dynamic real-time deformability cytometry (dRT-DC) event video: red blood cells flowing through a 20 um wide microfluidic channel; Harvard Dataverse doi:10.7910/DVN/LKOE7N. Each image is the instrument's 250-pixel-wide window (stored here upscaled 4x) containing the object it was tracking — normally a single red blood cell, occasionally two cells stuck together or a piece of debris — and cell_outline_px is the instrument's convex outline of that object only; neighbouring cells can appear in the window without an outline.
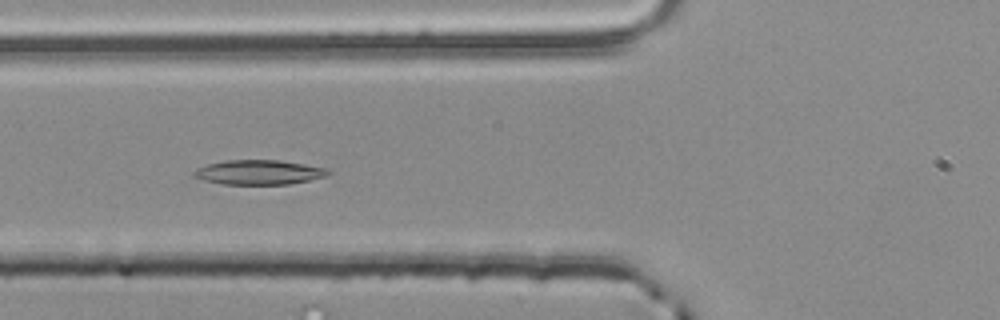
{"species": "common noctule bat (a hibernating species)", "species_latin": "Nyctalus noctula", "temperature_condition": "room temperature", "stored_images_in_passage": 43, "camera_frame_rate_fps": 3000, "um_per_image_px": 0.085, "animal": {"sex": "male", "body_mass_g": 20.4}, "frame": {"image": 1, "passage_image": 12, "time_ms": 3.667, "image_size_px": [1000, 320], "cell_outline_px": [[332, 172], [328, 176], [288, 184], [224, 184], [204, 180], [192, 176], [192, 172], [196, 168], [208, 164], [224, 160], [280, 160], [328, 168]], "centroid_in_image_um": [22.01, 14.64], "position_along_channel_um": 103.8, "area_um2": 19.31}}
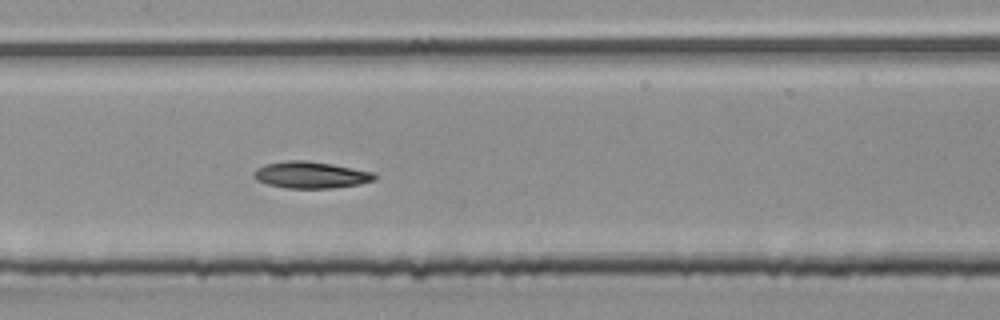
{"frame": {"image": 2, "passage_image": 18, "time_ms": 5.667, "image_size_px": [1000, 320], "cell_outline_px": [[376, 180], [360, 184], [332, 188], [288, 188], [268, 184], [256, 180], [252, 176], [252, 172], [256, 168], [264, 164], [288, 160], [304, 160], [332, 164], [372, 172], [376, 176]], "centroid_in_image_um": [26.38, 14.86], "position_along_channel_um": 181.0, "area_um2": 18.79}}
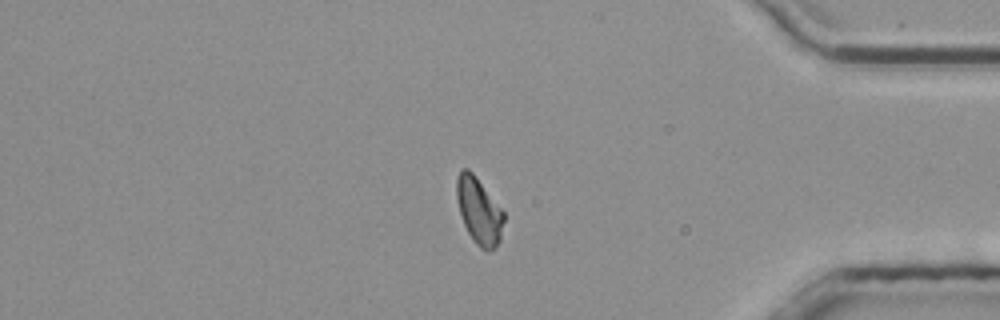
{"frame": {"image": 3, "passage_image": 37, "time_ms": 12.0, "image_size_px": [1000, 320], "cell_outline_px": [[504, 220], [500, 240], [496, 248], [492, 252], [488, 252], [480, 248], [472, 240], [464, 224], [460, 212], [456, 196], [456, 180], [460, 172], [464, 168], [468, 168], [472, 172], [504, 212]], "centroid_in_image_um": [40.72, 17.97], "position_along_channel_um": 394.5, "area_um2": 18.21}, "authors_computed_cell_mechanics": {"area_um2": 18.3804, "velocity_mm_per_s": 3.8397, "shape_relaxation_time_tau1_ms": 5.6589, "shape_relaxation_time_tau2_ms": 8.4747, "deformation_change_tau1": 0.1362, "deformation_change_tau2": 0.1392}}